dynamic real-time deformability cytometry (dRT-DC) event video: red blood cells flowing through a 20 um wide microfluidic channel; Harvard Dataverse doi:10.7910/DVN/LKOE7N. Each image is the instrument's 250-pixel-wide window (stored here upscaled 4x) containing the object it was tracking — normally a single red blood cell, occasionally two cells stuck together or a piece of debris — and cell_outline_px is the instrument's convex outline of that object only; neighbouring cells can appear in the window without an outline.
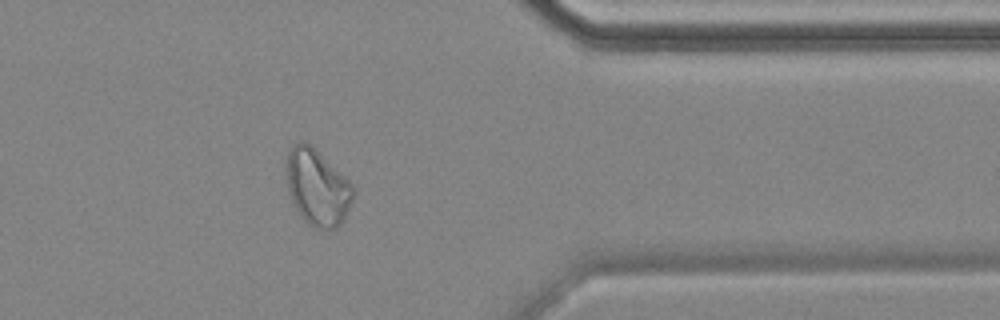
{"species": "common noctule bat (a hibernating species)", "species_latin": "Nyctalus noctula", "temperature_condition": "cold", "stored_images_in_passage": 13, "camera_frame_rate_fps": 3000, "um_per_image_px": 0.085, "animal": {"sex": "female", "body_mass_g": 18.4}, "frame": {"image": 1, "passage_image": 11, "time_ms": 13.0, "image_size_px": [1000, 320], "cell_outline_px": [[356, 188], [352, 200], [344, 220], [336, 228], [316, 228], [308, 224], [300, 216], [292, 200], [288, 188], [284, 172], [284, 160], [288, 152], [300, 140], [304, 140], [344, 176]], "centroid_in_image_um": [26.94, 15.93], "position_along_channel_um": 384.5, "area_um2": 29.59}, "authors_computed_cell_mechanics": {"area_um2": 27.455, "velocity_mm_per_s": 3.5089, "shape_relaxation_time_tau1_ms": null, "shape_relaxation_time_tau2_ms": 2.7077, "deformation_change_tau1": null, "deformation_change_tau2": 0.0955}}